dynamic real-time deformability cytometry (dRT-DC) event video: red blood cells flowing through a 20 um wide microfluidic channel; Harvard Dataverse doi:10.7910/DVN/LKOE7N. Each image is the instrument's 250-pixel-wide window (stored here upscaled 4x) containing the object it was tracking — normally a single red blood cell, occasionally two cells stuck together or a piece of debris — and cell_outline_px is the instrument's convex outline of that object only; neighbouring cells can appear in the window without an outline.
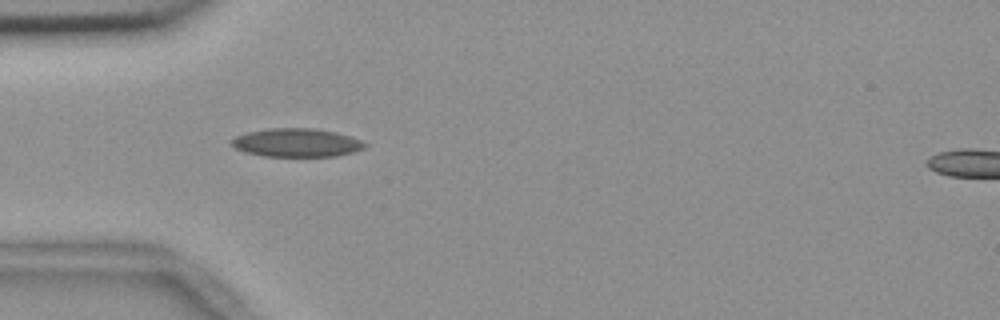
{"species": "common noctule bat (a hibernating species)", "species_latin": "Nyctalus noctula", "temperature_condition": "room temperature", "stored_images_in_passage": 6, "camera_frame_rate_fps": 3000, "um_per_image_px": 0.085, "animal": {"sex": "female", "body_mass_g": 18.4}, "frame": {"image": 1, "passage_image": 4, "time_ms": 1.0, "image_size_px": [1000, 320], "cell_outline_px": [[368, 144], [364, 148], [352, 152], [336, 156], [264, 156], [244, 152], [236, 148], [228, 140], [236, 136], [248, 132], [268, 128], [316, 128], [336, 132], [360, 140]], "centroid_in_image_um": [25.19, 12.12], "position_along_channel_um": 59.8, "area_um2": 22.08}}
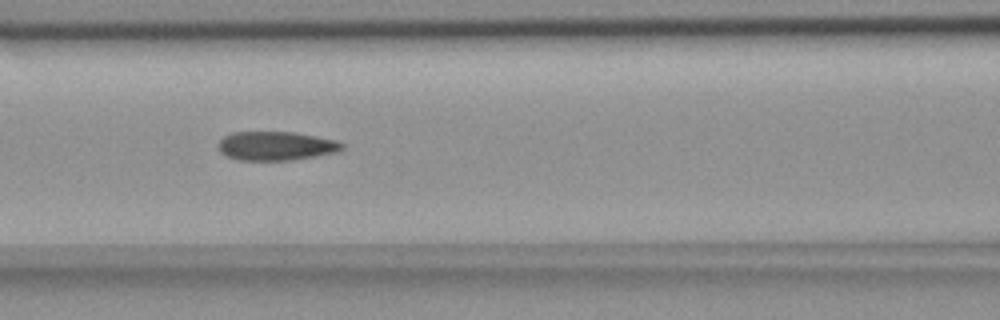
{"frame": {"image": 2, "passage_image": 6, "time_ms": 1.667, "image_size_px": [1000, 320], "cell_outline_px": [[344, 148], [340, 152], [292, 160], [236, 160], [220, 152], [220, 140], [224, 136], [232, 132], [296, 132], [336, 140], [344, 144]], "centroid_in_image_um": [23.51, 12.4], "position_along_channel_um": 143.1, "area_um2": 20.92}}